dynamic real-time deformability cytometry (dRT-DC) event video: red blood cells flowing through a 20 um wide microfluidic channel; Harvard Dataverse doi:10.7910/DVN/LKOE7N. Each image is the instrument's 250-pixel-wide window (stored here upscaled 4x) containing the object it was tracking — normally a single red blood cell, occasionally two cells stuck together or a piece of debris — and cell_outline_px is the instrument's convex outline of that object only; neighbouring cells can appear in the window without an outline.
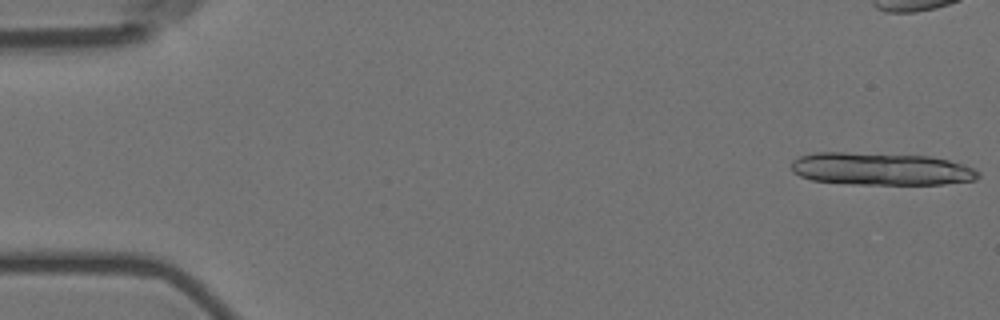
{"species": "Egyptian fruit bat (a non-hibernating species)", "species_latin": "Rousettus aegyptiacus", "temperature_condition": "room temperature", "stored_images_in_passage": 14, "camera_frame_rate_fps": 3000, "um_per_image_px": 0.085, "animal": {"sex": "female"}, "frame": {"image": 1, "passage_image": 1, "time_ms": 0.0, "image_size_px": [1000, 320], "cell_outline_px": [[980, 176], [976, 180], [944, 184], [852, 184], [812, 180], [800, 176], [792, 172], [792, 160], [800, 156], [816, 152], [844, 152], [932, 156], [964, 164], [980, 172]], "centroid_in_image_um": [74.89, 14.36], "position_along_channel_um": 10.1, "area_um2": 35.6}}